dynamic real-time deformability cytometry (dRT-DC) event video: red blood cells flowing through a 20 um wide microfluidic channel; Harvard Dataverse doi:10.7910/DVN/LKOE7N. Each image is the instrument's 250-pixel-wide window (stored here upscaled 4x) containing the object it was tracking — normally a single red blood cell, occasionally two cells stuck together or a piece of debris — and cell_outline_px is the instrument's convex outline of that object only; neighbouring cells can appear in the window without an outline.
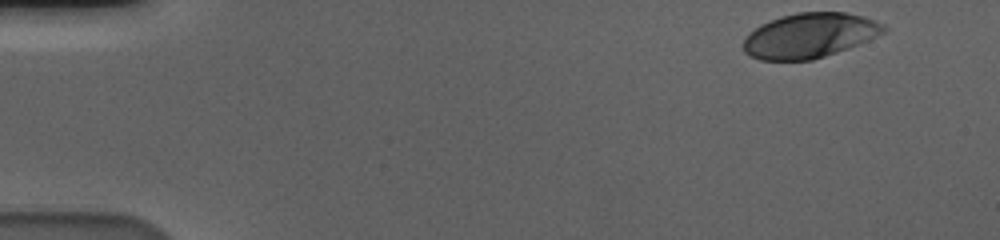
{"species": "human", "species_latin": "Homo sapiens", "temperature_condition": "cold", "stored_images_in_passage": 46, "camera_frame_rate_fps": 3000, "um_per_image_px": 0.085, "donor": {"sex": "male"}, "frame": {"image": 1, "passage_image": 1, "time_ms": 0.0, "image_size_px": [1000, 240], "cell_outline_px": [[888, 32], [868, 40], [836, 52], [812, 60], [760, 60], [744, 52], [744, 40], [760, 24], [780, 16], [796, 12], [844, 12], [864, 16], [876, 20], [884, 24], [888, 28]], "centroid_in_image_um": [68.87, 3.0], "position_along_channel_um": 16.1, "area_um2": 36.59}}
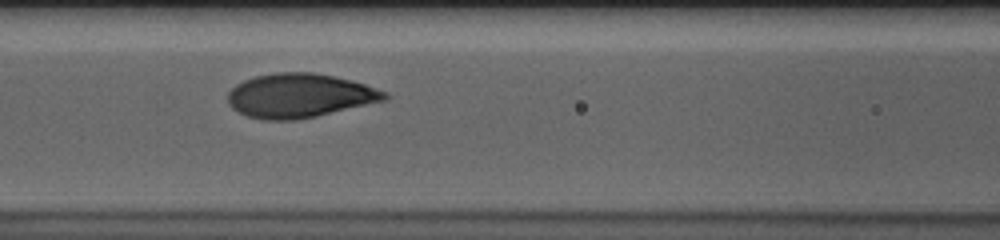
{"frame": {"image": 2, "passage_image": 22, "time_ms": 7.0, "image_size_px": [1000, 240], "cell_outline_px": [[388, 100], [316, 116], [296, 120], [264, 120], [248, 116], [232, 108], [228, 104], [228, 92], [236, 84], [244, 80], [256, 76], [276, 72], [312, 72], [332, 76], [364, 84], [388, 92]], "centroid_in_image_um": [25.46, 8.13], "position_along_channel_um": 141.1, "area_um2": 40.17}}
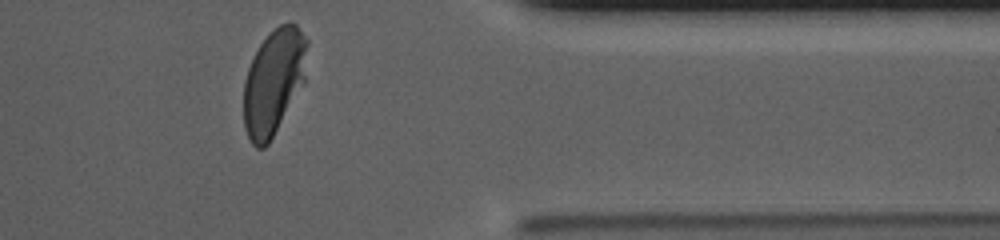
{"frame": {"image": 3, "passage_image": 44, "time_ms": 14.333, "image_size_px": [1000, 240], "cell_outline_px": [[308, 44], [304, 80], [268, 144], [264, 148], [256, 148], [252, 144], [244, 128], [244, 80], [248, 68], [260, 44], [280, 24], [296, 24], [308, 40]], "centroid_in_image_um": [23.25, 6.95], "position_along_channel_um": 388.2, "area_um2": 38.32}, "authors_computed_cell_mechanics": {"area_um2": 39.5352, "velocity_mm_per_s": 3.5718, "shape_relaxation_time_tau1_ms": 3.1702, "shape_relaxation_time_tau2_ms": null, "deformation_change_tau1": 0.1704, "deformation_change_tau2": null}}